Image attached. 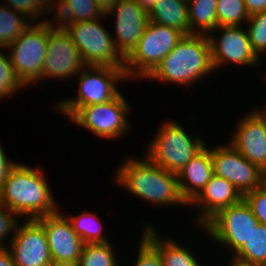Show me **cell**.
Segmentation results:
<instances>
[{
    "instance_id": "obj_1",
    "label": "cell",
    "mask_w": 266,
    "mask_h": 266,
    "mask_svg": "<svg viewBox=\"0 0 266 266\" xmlns=\"http://www.w3.org/2000/svg\"><path fill=\"white\" fill-rule=\"evenodd\" d=\"M114 173L115 182L130 194L162 207L188 205L183 198L176 173L145 159L127 157Z\"/></svg>"
},
{
    "instance_id": "obj_2",
    "label": "cell",
    "mask_w": 266,
    "mask_h": 266,
    "mask_svg": "<svg viewBox=\"0 0 266 266\" xmlns=\"http://www.w3.org/2000/svg\"><path fill=\"white\" fill-rule=\"evenodd\" d=\"M42 169L18 163L8 174L0 191V203L26 220L59 210Z\"/></svg>"
},
{
    "instance_id": "obj_3",
    "label": "cell",
    "mask_w": 266,
    "mask_h": 266,
    "mask_svg": "<svg viewBox=\"0 0 266 266\" xmlns=\"http://www.w3.org/2000/svg\"><path fill=\"white\" fill-rule=\"evenodd\" d=\"M212 71L208 36L190 34L184 35L145 79L191 86Z\"/></svg>"
},
{
    "instance_id": "obj_4",
    "label": "cell",
    "mask_w": 266,
    "mask_h": 266,
    "mask_svg": "<svg viewBox=\"0 0 266 266\" xmlns=\"http://www.w3.org/2000/svg\"><path fill=\"white\" fill-rule=\"evenodd\" d=\"M145 155L165 170L178 174L205 146L200 137L189 136L175 120L160 123Z\"/></svg>"
},
{
    "instance_id": "obj_5",
    "label": "cell",
    "mask_w": 266,
    "mask_h": 266,
    "mask_svg": "<svg viewBox=\"0 0 266 266\" xmlns=\"http://www.w3.org/2000/svg\"><path fill=\"white\" fill-rule=\"evenodd\" d=\"M73 124L86 128L101 138L115 139L130 130V104L120 93L115 99L83 107H57ZM127 115V116H126ZM127 131V132H126Z\"/></svg>"
},
{
    "instance_id": "obj_6",
    "label": "cell",
    "mask_w": 266,
    "mask_h": 266,
    "mask_svg": "<svg viewBox=\"0 0 266 266\" xmlns=\"http://www.w3.org/2000/svg\"><path fill=\"white\" fill-rule=\"evenodd\" d=\"M100 19L64 23L62 27L69 33L87 66L124 68L125 57Z\"/></svg>"
},
{
    "instance_id": "obj_7",
    "label": "cell",
    "mask_w": 266,
    "mask_h": 266,
    "mask_svg": "<svg viewBox=\"0 0 266 266\" xmlns=\"http://www.w3.org/2000/svg\"><path fill=\"white\" fill-rule=\"evenodd\" d=\"M183 36L175 28L149 20L136 47L125 58L124 70L128 80L146 78Z\"/></svg>"
},
{
    "instance_id": "obj_8",
    "label": "cell",
    "mask_w": 266,
    "mask_h": 266,
    "mask_svg": "<svg viewBox=\"0 0 266 266\" xmlns=\"http://www.w3.org/2000/svg\"><path fill=\"white\" fill-rule=\"evenodd\" d=\"M48 20L31 23L23 34L11 42L6 50L14 73L24 87L39 83L47 52Z\"/></svg>"
},
{
    "instance_id": "obj_9",
    "label": "cell",
    "mask_w": 266,
    "mask_h": 266,
    "mask_svg": "<svg viewBox=\"0 0 266 266\" xmlns=\"http://www.w3.org/2000/svg\"><path fill=\"white\" fill-rule=\"evenodd\" d=\"M259 221L242 199L239 203L221 209L201 229L211 240L230 248L234 255L249 239Z\"/></svg>"
},
{
    "instance_id": "obj_10",
    "label": "cell",
    "mask_w": 266,
    "mask_h": 266,
    "mask_svg": "<svg viewBox=\"0 0 266 266\" xmlns=\"http://www.w3.org/2000/svg\"><path fill=\"white\" fill-rule=\"evenodd\" d=\"M77 75L78 97L65 98L55 107H83L109 102L121 93L117 89L118 83L128 80L124 68L106 66L86 65Z\"/></svg>"
},
{
    "instance_id": "obj_11",
    "label": "cell",
    "mask_w": 266,
    "mask_h": 266,
    "mask_svg": "<svg viewBox=\"0 0 266 266\" xmlns=\"http://www.w3.org/2000/svg\"><path fill=\"white\" fill-rule=\"evenodd\" d=\"M85 66L80 51L65 28L48 20L47 52L40 81L48 78L69 79L77 76Z\"/></svg>"
},
{
    "instance_id": "obj_12",
    "label": "cell",
    "mask_w": 266,
    "mask_h": 266,
    "mask_svg": "<svg viewBox=\"0 0 266 266\" xmlns=\"http://www.w3.org/2000/svg\"><path fill=\"white\" fill-rule=\"evenodd\" d=\"M244 29L242 26H218L208 35L214 72L230 63L242 67L258 66L260 58L253 51L248 32ZM216 31L221 33L220 37L215 38Z\"/></svg>"
},
{
    "instance_id": "obj_13",
    "label": "cell",
    "mask_w": 266,
    "mask_h": 266,
    "mask_svg": "<svg viewBox=\"0 0 266 266\" xmlns=\"http://www.w3.org/2000/svg\"><path fill=\"white\" fill-rule=\"evenodd\" d=\"M214 174L231 182L242 195L261 186L264 172L244 158L229 142L210 147Z\"/></svg>"
},
{
    "instance_id": "obj_14",
    "label": "cell",
    "mask_w": 266,
    "mask_h": 266,
    "mask_svg": "<svg viewBox=\"0 0 266 266\" xmlns=\"http://www.w3.org/2000/svg\"><path fill=\"white\" fill-rule=\"evenodd\" d=\"M59 211L36 220L44 228L53 265L76 266L85 243Z\"/></svg>"
},
{
    "instance_id": "obj_15",
    "label": "cell",
    "mask_w": 266,
    "mask_h": 266,
    "mask_svg": "<svg viewBox=\"0 0 266 266\" xmlns=\"http://www.w3.org/2000/svg\"><path fill=\"white\" fill-rule=\"evenodd\" d=\"M10 241L7 248L16 266H54L44 228L36 219L18 223Z\"/></svg>"
},
{
    "instance_id": "obj_16",
    "label": "cell",
    "mask_w": 266,
    "mask_h": 266,
    "mask_svg": "<svg viewBox=\"0 0 266 266\" xmlns=\"http://www.w3.org/2000/svg\"><path fill=\"white\" fill-rule=\"evenodd\" d=\"M235 126L229 143L249 162L266 172V116L253 109Z\"/></svg>"
},
{
    "instance_id": "obj_17",
    "label": "cell",
    "mask_w": 266,
    "mask_h": 266,
    "mask_svg": "<svg viewBox=\"0 0 266 266\" xmlns=\"http://www.w3.org/2000/svg\"><path fill=\"white\" fill-rule=\"evenodd\" d=\"M116 18L115 44L126 58L136 47L149 21L148 12L136 0H119L109 11L106 17L113 15Z\"/></svg>"
},
{
    "instance_id": "obj_18",
    "label": "cell",
    "mask_w": 266,
    "mask_h": 266,
    "mask_svg": "<svg viewBox=\"0 0 266 266\" xmlns=\"http://www.w3.org/2000/svg\"><path fill=\"white\" fill-rule=\"evenodd\" d=\"M243 199L241 192L226 179L212 175L209 182L199 195L189 204L198 206V215L195 221L200 228L203 227L221 209L239 203Z\"/></svg>"
},
{
    "instance_id": "obj_19",
    "label": "cell",
    "mask_w": 266,
    "mask_h": 266,
    "mask_svg": "<svg viewBox=\"0 0 266 266\" xmlns=\"http://www.w3.org/2000/svg\"><path fill=\"white\" fill-rule=\"evenodd\" d=\"M213 174L210 147L206 145L177 174L181 194L188 204L199 195Z\"/></svg>"
},
{
    "instance_id": "obj_20",
    "label": "cell",
    "mask_w": 266,
    "mask_h": 266,
    "mask_svg": "<svg viewBox=\"0 0 266 266\" xmlns=\"http://www.w3.org/2000/svg\"><path fill=\"white\" fill-rule=\"evenodd\" d=\"M143 228V236L159 251L163 266H202L194 252L171 238L163 240L153 225L146 224Z\"/></svg>"
},
{
    "instance_id": "obj_21",
    "label": "cell",
    "mask_w": 266,
    "mask_h": 266,
    "mask_svg": "<svg viewBox=\"0 0 266 266\" xmlns=\"http://www.w3.org/2000/svg\"><path fill=\"white\" fill-rule=\"evenodd\" d=\"M149 20L190 35L188 4L186 0H158L148 12Z\"/></svg>"
},
{
    "instance_id": "obj_22",
    "label": "cell",
    "mask_w": 266,
    "mask_h": 266,
    "mask_svg": "<svg viewBox=\"0 0 266 266\" xmlns=\"http://www.w3.org/2000/svg\"><path fill=\"white\" fill-rule=\"evenodd\" d=\"M54 3L53 23L62 26L64 23H75L79 21L107 18L97 5L95 0H59ZM56 9V10H55Z\"/></svg>"
},
{
    "instance_id": "obj_23",
    "label": "cell",
    "mask_w": 266,
    "mask_h": 266,
    "mask_svg": "<svg viewBox=\"0 0 266 266\" xmlns=\"http://www.w3.org/2000/svg\"><path fill=\"white\" fill-rule=\"evenodd\" d=\"M190 34L209 35L218 27L217 0H188Z\"/></svg>"
},
{
    "instance_id": "obj_24",
    "label": "cell",
    "mask_w": 266,
    "mask_h": 266,
    "mask_svg": "<svg viewBox=\"0 0 266 266\" xmlns=\"http://www.w3.org/2000/svg\"><path fill=\"white\" fill-rule=\"evenodd\" d=\"M3 3V4H1ZM0 3V48H5L16 41L33 23L24 14ZM21 15V16H20Z\"/></svg>"
},
{
    "instance_id": "obj_25",
    "label": "cell",
    "mask_w": 266,
    "mask_h": 266,
    "mask_svg": "<svg viewBox=\"0 0 266 266\" xmlns=\"http://www.w3.org/2000/svg\"><path fill=\"white\" fill-rule=\"evenodd\" d=\"M234 258L256 266H266V225L258 224Z\"/></svg>"
},
{
    "instance_id": "obj_26",
    "label": "cell",
    "mask_w": 266,
    "mask_h": 266,
    "mask_svg": "<svg viewBox=\"0 0 266 266\" xmlns=\"http://www.w3.org/2000/svg\"><path fill=\"white\" fill-rule=\"evenodd\" d=\"M66 217L84 243H107L110 241L102 233V223L95 212L86 211L78 216L66 215Z\"/></svg>"
},
{
    "instance_id": "obj_27",
    "label": "cell",
    "mask_w": 266,
    "mask_h": 266,
    "mask_svg": "<svg viewBox=\"0 0 266 266\" xmlns=\"http://www.w3.org/2000/svg\"><path fill=\"white\" fill-rule=\"evenodd\" d=\"M112 243H85L76 266H118Z\"/></svg>"
},
{
    "instance_id": "obj_28",
    "label": "cell",
    "mask_w": 266,
    "mask_h": 266,
    "mask_svg": "<svg viewBox=\"0 0 266 266\" xmlns=\"http://www.w3.org/2000/svg\"><path fill=\"white\" fill-rule=\"evenodd\" d=\"M216 16L218 26H243L250 15L244 0H217Z\"/></svg>"
},
{
    "instance_id": "obj_29",
    "label": "cell",
    "mask_w": 266,
    "mask_h": 266,
    "mask_svg": "<svg viewBox=\"0 0 266 266\" xmlns=\"http://www.w3.org/2000/svg\"><path fill=\"white\" fill-rule=\"evenodd\" d=\"M6 6L12 8L13 10L24 14L32 22H37L40 16L46 15L53 12V1L55 0H6ZM36 20V21H35Z\"/></svg>"
},
{
    "instance_id": "obj_30",
    "label": "cell",
    "mask_w": 266,
    "mask_h": 266,
    "mask_svg": "<svg viewBox=\"0 0 266 266\" xmlns=\"http://www.w3.org/2000/svg\"><path fill=\"white\" fill-rule=\"evenodd\" d=\"M246 28L253 51L261 59V54L266 53V11L255 13L247 20Z\"/></svg>"
},
{
    "instance_id": "obj_31",
    "label": "cell",
    "mask_w": 266,
    "mask_h": 266,
    "mask_svg": "<svg viewBox=\"0 0 266 266\" xmlns=\"http://www.w3.org/2000/svg\"><path fill=\"white\" fill-rule=\"evenodd\" d=\"M20 88H23V85L14 73L9 55L4 54L3 48H0V99L11 97Z\"/></svg>"
},
{
    "instance_id": "obj_32",
    "label": "cell",
    "mask_w": 266,
    "mask_h": 266,
    "mask_svg": "<svg viewBox=\"0 0 266 266\" xmlns=\"http://www.w3.org/2000/svg\"><path fill=\"white\" fill-rule=\"evenodd\" d=\"M243 199L259 223L266 225V185L263 183L254 190L245 193Z\"/></svg>"
},
{
    "instance_id": "obj_33",
    "label": "cell",
    "mask_w": 266,
    "mask_h": 266,
    "mask_svg": "<svg viewBox=\"0 0 266 266\" xmlns=\"http://www.w3.org/2000/svg\"><path fill=\"white\" fill-rule=\"evenodd\" d=\"M134 266H163L159 251L142 235Z\"/></svg>"
},
{
    "instance_id": "obj_34",
    "label": "cell",
    "mask_w": 266,
    "mask_h": 266,
    "mask_svg": "<svg viewBox=\"0 0 266 266\" xmlns=\"http://www.w3.org/2000/svg\"><path fill=\"white\" fill-rule=\"evenodd\" d=\"M16 216V213L0 203V248H6V244L3 243L6 239L5 237L9 236L11 233H15L16 227L19 223Z\"/></svg>"
},
{
    "instance_id": "obj_35",
    "label": "cell",
    "mask_w": 266,
    "mask_h": 266,
    "mask_svg": "<svg viewBox=\"0 0 266 266\" xmlns=\"http://www.w3.org/2000/svg\"><path fill=\"white\" fill-rule=\"evenodd\" d=\"M12 161L13 160H10L7 155L5 156L4 149L0 144V191L10 171L19 163Z\"/></svg>"
},
{
    "instance_id": "obj_36",
    "label": "cell",
    "mask_w": 266,
    "mask_h": 266,
    "mask_svg": "<svg viewBox=\"0 0 266 266\" xmlns=\"http://www.w3.org/2000/svg\"><path fill=\"white\" fill-rule=\"evenodd\" d=\"M248 14L266 11V0H244Z\"/></svg>"
},
{
    "instance_id": "obj_37",
    "label": "cell",
    "mask_w": 266,
    "mask_h": 266,
    "mask_svg": "<svg viewBox=\"0 0 266 266\" xmlns=\"http://www.w3.org/2000/svg\"><path fill=\"white\" fill-rule=\"evenodd\" d=\"M0 266H16L11 251L6 248H0Z\"/></svg>"
},
{
    "instance_id": "obj_38",
    "label": "cell",
    "mask_w": 266,
    "mask_h": 266,
    "mask_svg": "<svg viewBox=\"0 0 266 266\" xmlns=\"http://www.w3.org/2000/svg\"><path fill=\"white\" fill-rule=\"evenodd\" d=\"M99 8L105 14L109 11L119 0H95Z\"/></svg>"
},
{
    "instance_id": "obj_39",
    "label": "cell",
    "mask_w": 266,
    "mask_h": 266,
    "mask_svg": "<svg viewBox=\"0 0 266 266\" xmlns=\"http://www.w3.org/2000/svg\"><path fill=\"white\" fill-rule=\"evenodd\" d=\"M136 1L143 9L149 12L154 6L155 2L158 0H136Z\"/></svg>"
},
{
    "instance_id": "obj_40",
    "label": "cell",
    "mask_w": 266,
    "mask_h": 266,
    "mask_svg": "<svg viewBox=\"0 0 266 266\" xmlns=\"http://www.w3.org/2000/svg\"><path fill=\"white\" fill-rule=\"evenodd\" d=\"M231 261H229V265L228 266H256V265H252L248 262H244V261H241L239 259H236L234 258L233 256H231Z\"/></svg>"
},
{
    "instance_id": "obj_41",
    "label": "cell",
    "mask_w": 266,
    "mask_h": 266,
    "mask_svg": "<svg viewBox=\"0 0 266 266\" xmlns=\"http://www.w3.org/2000/svg\"><path fill=\"white\" fill-rule=\"evenodd\" d=\"M263 183L266 185V172H264V180Z\"/></svg>"
},
{
    "instance_id": "obj_42",
    "label": "cell",
    "mask_w": 266,
    "mask_h": 266,
    "mask_svg": "<svg viewBox=\"0 0 266 266\" xmlns=\"http://www.w3.org/2000/svg\"><path fill=\"white\" fill-rule=\"evenodd\" d=\"M265 116H266V107L264 108V110H260Z\"/></svg>"
}]
</instances>
